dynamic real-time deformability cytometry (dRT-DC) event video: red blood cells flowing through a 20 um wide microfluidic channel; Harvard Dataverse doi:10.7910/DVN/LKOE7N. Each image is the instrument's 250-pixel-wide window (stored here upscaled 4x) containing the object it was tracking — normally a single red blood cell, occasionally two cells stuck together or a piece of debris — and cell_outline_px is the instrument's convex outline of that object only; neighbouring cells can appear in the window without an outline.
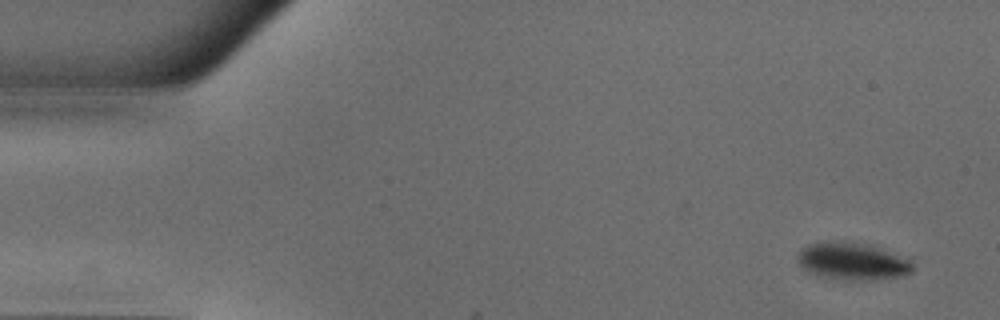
{"species": "common noctule bat (a hibernating species)", "species_latin": "Nyctalus noctula", "temperature_condition": "warm", "stored_images_in_passage": 48, "camera_frame_rate_fps": 3000, "um_per_image_px": 0.085, "animal": {"sex": "male", "body_mass_g": 18.8}, "frame": {"image": 1, "passage_image": 1, "time_ms": 0.0, "image_size_px": [1000, 320], "cell_outline_px": [[912, 272], [904, 276], [872, 280], [856, 280], [824, 276], [812, 272], [804, 268], [800, 264], [796, 256], [804, 248], [812, 244], [844, 240], [872, 244], [912, 256]], "centroid_in_image_um": [72.64, 22.17], "position_along_channel_um": 12.4, "area_um2": 25.37}}
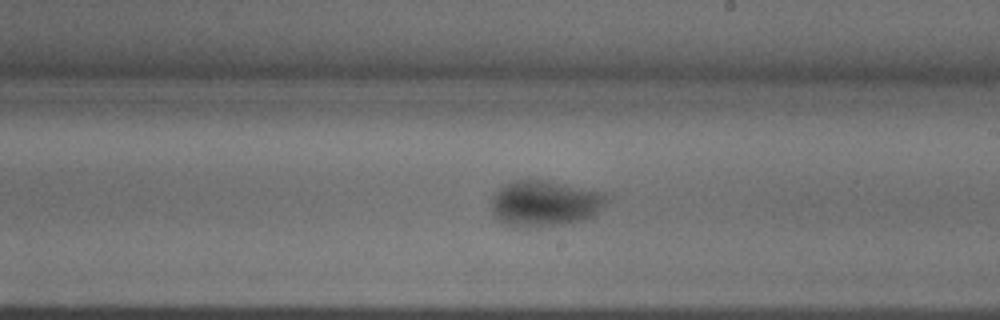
{"frame": {"image": 2, "passage_image": 27, "time_ms": 8.667, "image_size_px": [1000, 320], "cell_outline_px": [[608, 200], [592, 216], [580, 220], [560, 224], [528, 228], [516, 228], [496, 220], [492, 212], [492, 196], [504, 184], [512, 180], [544, 180], [604, 192]], "centroid_in_image_um": [46.24, 17.29], "position_along_channel_um": 242.8, "area_um2": 30.75}}
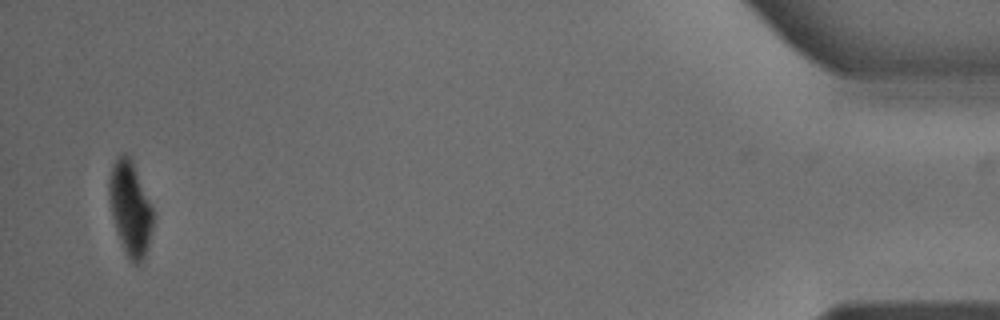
{"frame": {"image": 3, "passage_image": 47, "time_ms": 15.333, "image_size_px": [1000, 320], "cell_outline_px": [[152, 228], [148, 248], [140, 264], [136, 264], [128, 256], [120, 240], [112, 216], [108, 200], [108, 180], [112, 164], [120, 152], [124, 152], [132, 160], [152, 204]], "centroid_in_image_um": [11.05, 17.64], "position_along_channel_um": 424.1, "area_um2": 24.04}, "authors_computed_cell_mechanics": {"area_um2": 29.2179, "velocity_mm_per_s": 3.9819, "shape_relaxation_time_tau1_ms": 8.0436, "shape_relaxation_time_tau2_ms": 0.9229, "deformation_change_tau1": 0.2054, "deformation_change_tau2": 0.0186}}